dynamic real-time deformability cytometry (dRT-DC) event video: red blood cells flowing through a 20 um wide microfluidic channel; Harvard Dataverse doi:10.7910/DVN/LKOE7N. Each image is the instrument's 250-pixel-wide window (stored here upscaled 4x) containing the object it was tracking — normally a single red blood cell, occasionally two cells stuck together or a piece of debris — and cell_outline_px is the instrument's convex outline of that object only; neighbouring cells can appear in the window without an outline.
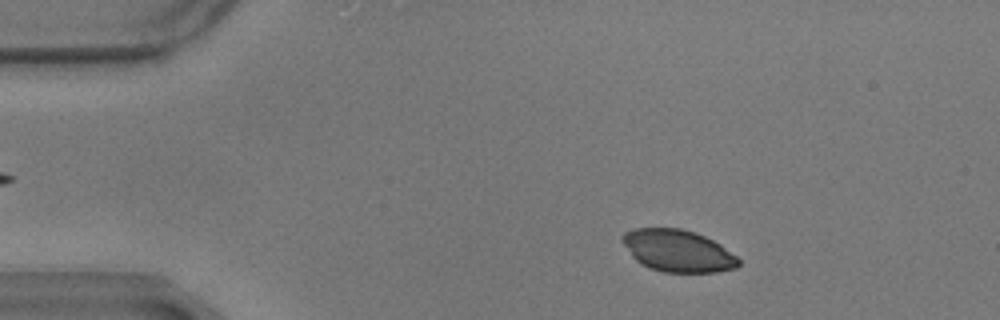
{"species": "common noctule bat (a hibernating species)", "species_latin": "Nyctalus noctula", "temperature_condition": "warm", "stored_images_in_passage": 56, "camera_frame_rate_fps": 3000, "um_per_image_px": 0.085, "animal": {"sex": "male", "body_mass_g": 17.9}, "frame": {"image": 1, "passage_image": 7, "time_ms": 2.0, "image_size_px": [1000, 320], "cell_outline_px": [[740, 264], [736, 268], [716, 272], [664, 272], [648, 268], [640, 264], [632, 256], [620, 240], [620, 236], [624, 232], [632, 228], [680, 228], [696, 232], [720, 244], [736, 256], [740, 260]], "centroid_in_image_um": [57.58, 21.31], "position_along_channel_um": 27.4, "area_um2": 28.67}}
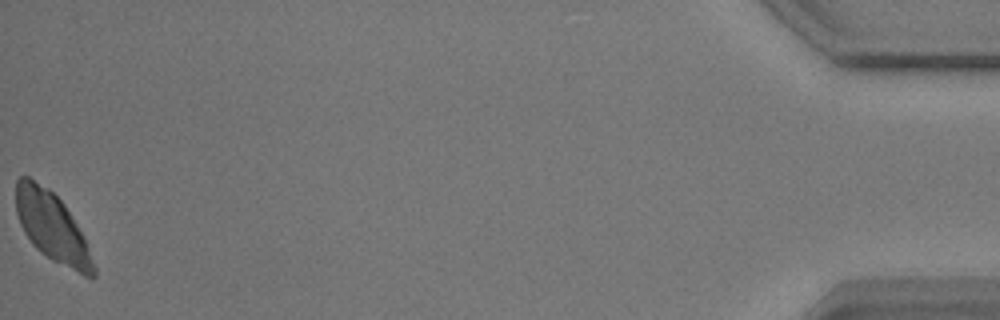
{"frame": {"image": 2, "passage_image": 56, "time_ms": 18.333, "image_size_px": [1000, 320], "cell_outline_px": [[96, 276], [92, 280], [52, 260], [36, 248], [32, 244], [24, 232], [20, 224], [16, 212], [16, 180], [20, 176], [28, 176], [48, 188], [64, 204], [84, 236], [96, 268]], "centroid_in_image_um": [4.44, 19.32], "position_along_channel_um": 430.8, "area_um2": 31.27}}